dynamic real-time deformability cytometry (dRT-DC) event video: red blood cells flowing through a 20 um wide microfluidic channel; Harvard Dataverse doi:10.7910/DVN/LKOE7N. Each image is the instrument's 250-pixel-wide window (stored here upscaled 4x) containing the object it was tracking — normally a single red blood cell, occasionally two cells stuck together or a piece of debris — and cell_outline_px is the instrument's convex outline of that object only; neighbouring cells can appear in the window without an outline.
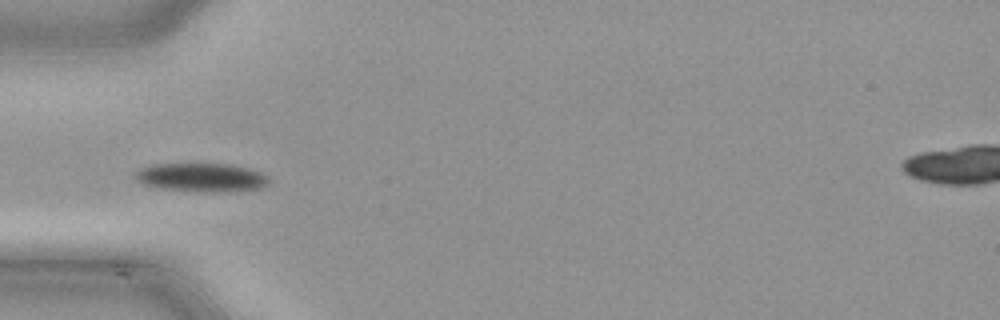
{"species": "common noctule bat (a hibernating species)", "species_latin": "Nyctalus noctula", "temperature_condition": "cold", "stored_images_in_passage": 6, "camera_frame_rate_fps": 3000, "um_per_image_px": 0.085, "animal": {"sex": "male", "body_mass_g": 21.5, "forearm_length_mm": 52.0}, "frame": {"image": 1, "passage_image": 3, "time_ms": 0.667, "image_size_px": [1000, 320], "cell_outline_px": [[268, 184], [260, 188], [160, 188], [144, 184], [136, 180], [136, 172], [140, 168], [152, 164], [232, 164], [248, 168], [260, 172], [268, 176]], "centroid_in_image_um": [17.07, 14.99], "position_along_channel_um": 67.9, "area_um2": 20.52}}